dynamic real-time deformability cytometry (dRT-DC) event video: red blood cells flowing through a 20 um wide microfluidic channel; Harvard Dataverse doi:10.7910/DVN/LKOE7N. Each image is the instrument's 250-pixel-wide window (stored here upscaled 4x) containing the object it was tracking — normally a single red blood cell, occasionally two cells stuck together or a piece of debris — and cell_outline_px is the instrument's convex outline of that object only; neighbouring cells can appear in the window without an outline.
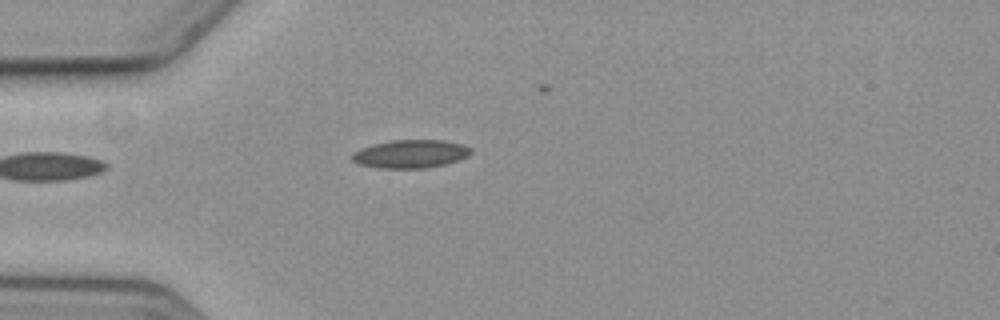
{"species": "common noctule bat (a hibernating species)", "species_latin": "Nyctalus noctula", "temperature_condition": "cold", "stored_images_in_passage": 3, "camera_frame_rate_fps": 3000, "um_per_image_px": 0.085, "animal": {"sex": "female", "body_mass_g": 19.3, "forearm_length_mm": 54.1}, "frame": {"image": 1, "passage_image": 1, "time_ms": 0.0, "image_size_px": [1000, 320], "cell_outline_px": [[472, 152], [468, 156], [460, 160], [444, 164], [424, 168], [376, 168], [356, 164], [352, 160], [352, 152], [360, 148], [372, 144], [392, 140], [444, 140], [464, 144], [472, 148]], "centroid_in_image_um": [34.89, 13.08], "position_along_channel_um": 50.1, "area_um2": 19.83}}